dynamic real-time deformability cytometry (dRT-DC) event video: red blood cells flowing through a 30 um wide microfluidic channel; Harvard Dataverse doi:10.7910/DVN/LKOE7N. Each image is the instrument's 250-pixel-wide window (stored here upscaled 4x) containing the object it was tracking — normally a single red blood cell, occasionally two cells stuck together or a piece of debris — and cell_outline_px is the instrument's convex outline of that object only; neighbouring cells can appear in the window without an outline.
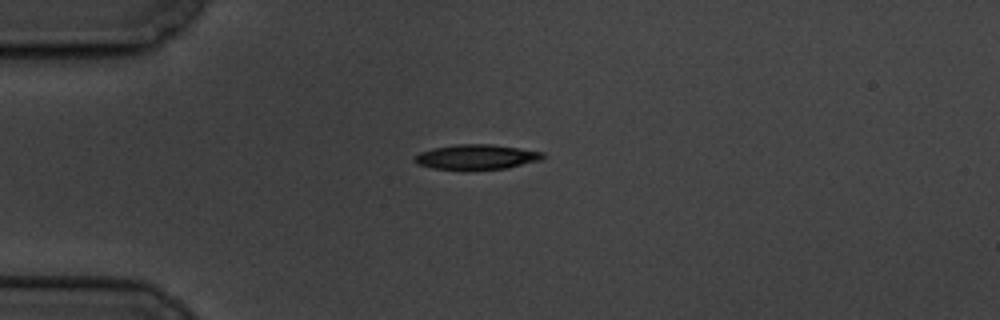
{"species": "common noctule bat (a hibernating species)", "species_latin": "Nyctalus noctula", "temperature_condition": "cold", "stored_images_in_passage": 2, "camera_frame_rate_fps": 3000, "um_per_image_px": 0.085, "animal": {"sex": "male", "body_mass_g": 19.5, "forearm_length_mm": 54.6}, "frame": {"image": 1, "passage_image": 1, "time_ms": 0.0, "image_size_px": [1000, 320], "cell_outline_px": [[544, 156], [540, 160], [508, 168], [468, 172], [464, 172], [432, 168], [416, 164], [416, 156], [420, 152], [432, 148], [456, 144], [492, 144], [544, 152]], "centroid_in_image_um": [40.48, 13.38], "position_along_channel_um": 44.5, "area_um2": 19.25}}